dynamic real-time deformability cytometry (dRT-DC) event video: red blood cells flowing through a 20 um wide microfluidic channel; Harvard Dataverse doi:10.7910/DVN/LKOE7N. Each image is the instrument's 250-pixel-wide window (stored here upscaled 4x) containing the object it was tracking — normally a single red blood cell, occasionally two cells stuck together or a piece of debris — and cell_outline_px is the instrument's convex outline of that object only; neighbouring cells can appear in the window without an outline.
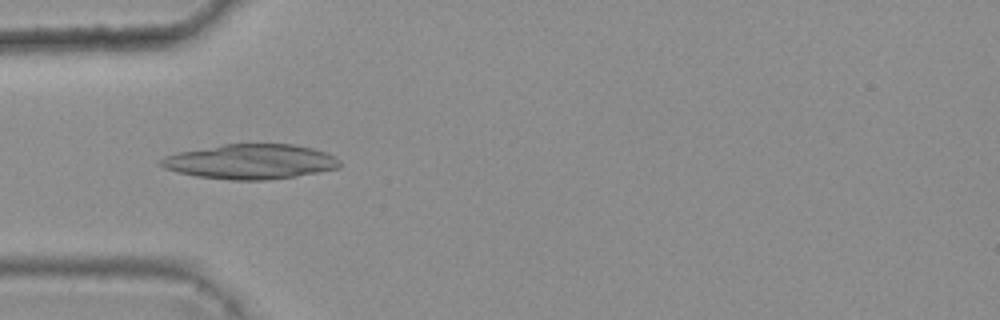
{"species": "common noctule bat (a hibernating species)", "species_latin": "Nyctalus noctula", "temperature_condition": "warm", "stored_images_in_passage": 6, "camera_frame_rate_fps": 3000, "um_per_image_px": 0.085, "animal": {"sex": "female", "body_mass_g": 25.1}, "frame": {"image": 1, "passage_image": 4, "time_ms": 1.0, "image_size_px": [1000, 320], "cell_outline_px": [[340, 168], [296, 176], [264, 180], [232, 180], [196, 176], [176, 172], [164, 168], [160, 164], [160, 160], [164, 156], [180, 152], [224, 144], [292, 144], [312, 148], [324, 152], [340, 160]], "centroid_in_image_um": [21.29, 13.74], "position_along_channel_um": 63.7, "area_um2": 36.13}}
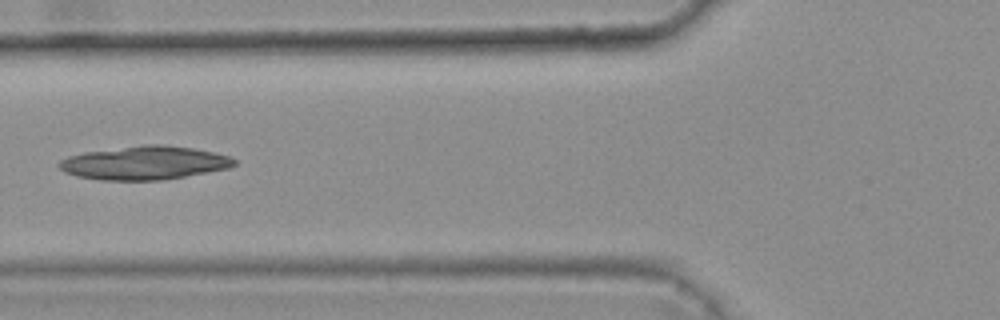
{"frame": {"image": 2, "passage_image": 5, "time_ms": 1.333, "image_size_px": [1000, 320], "cell_outline_px": [[236, 164], [228, 168], [184, 176], [160, 180], [100, 180], [76, 176], [64, 172], [56, 164], [60, 160], [68, 156], [84, 152], [144, 144], [160, 144], [192, 148], [212, 152], [228, 156], [236, 160]], "centroid_in_image_um": [12.22, 13.84], "position_along_channel_um": 113.6, "area_um2": 34.04}}
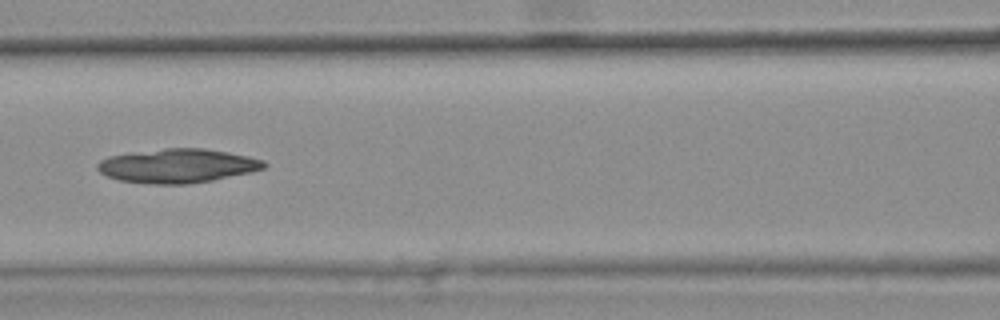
{"frame": {"image": 3, "passage_image": 6, "time_ms": 1.667, "image_size_px": [1000, 320], "cell_outline_px": [[268, 164], [264, 168], [252, 172], [212, 180], [188, 184], [152, 184], [120, 180], [108, 176], [100, 172], [96, 168], [96, 164], [100, 160], [108, 156], [164, 148], [204, 148], [228, 152], [248, 156], [264, 160]], "centroid_in_image_um": [15.1, 14.09], "position_along_channel_um": 151.5, "area_um2": 33.0}}